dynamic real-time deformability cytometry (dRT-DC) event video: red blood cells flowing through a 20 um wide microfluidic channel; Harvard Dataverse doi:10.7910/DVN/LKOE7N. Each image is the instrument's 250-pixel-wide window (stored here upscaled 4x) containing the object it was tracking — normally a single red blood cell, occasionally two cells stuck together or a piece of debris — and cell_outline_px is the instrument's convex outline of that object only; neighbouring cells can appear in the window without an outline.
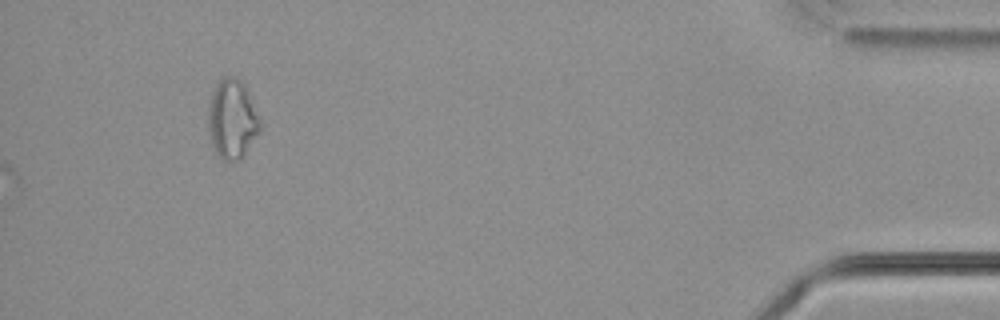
{"species": "common noctule bat (a hibernating species)", "species_latin": "Nyctalus noctula", "temperature_condition": "cold", "stored_images_in_passage": 58, "segment_of_instrument_passage": [2, 2], "camera_frame_rate_fps": 3000, "um_per_image_px": 0.085, "animal": {"sex": "male", "body_mass_g": 21.5, "forearm_length_mm": 52.0}, "frame": {"image": 1, "passage_image": 58, "time_ms": 19.0, "image_size_px": [1000, 320], "cell_outline_px": [[260, 132], [240, 160], [220, 160], [212, 144], [208, 132], [208, 104], [212, 92], [216, 84], [224, 76], [236, 76], [248, 88], [260, 124]], "centroid_in_image_um": [19.72, 10.11], "position_along_channel_um": 415.5, "area_um2": 24.1}}